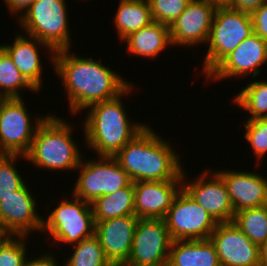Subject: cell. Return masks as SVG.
Wrapping results in <instances>:
<instances>
[{
  "mask_svg": "<svg viewBox=\"0 0 267 266\" xmlns=\"http://www.w3.org/2000/svg\"><path fill=\"white\" fill-rule=\"evenodd\" d=\"M114 24L120 40L153 22L148 0H120Z\"/></svg>",
  "mask_w": 267,
  "mask_h": 266,
  "instance_id": "obj_23",
  "label": "cell"
},
{
  "mask_svg": "<svg viewBox=\"0 0 267 266\" xmlns=\"http://www.w3.org/2000/svg\"><path fill=\"white\" fill-rule=\"evenodd\" d=\"M94 221L135 215L133 182L112 194L101 196L91 203Z\"/></svg>",
  "mask_w": 267,
  "mask_h": 266,
  "instance_id": "obj_24",
  "label": "cell"
},
{
  "mask_svg": "<svg viewBox=\"0 0 267 266\" xmlns=\"http://www.w3.org/2000/svg\"><path fill=\"white\" fill-rule=\"evenodd\" d=\"M226 184L234 212L267 205V176L234 170H216Z\"/></svg>",
  "mask_w": 267,
  "mask_h": 266,
  "instance_id": "obj_19",
  "label": "cell"
},
{
  "mask_svg": "<svg viewBox=\"0 0 267 266\" xmlns=\"http://www.w3.org/2000/svg\"><path fill=\"white\" fill-rule=\"evenodd\" d=\"M71 246L73 253L64 266H112L95 235Z\"/></svg>",
  "mask_w": 267,
  "mask_h": 266,
  "instance_id": "obj_28",
  "label": "cell"
},
{
  "mask_svg": "<svg viewBox=\"0 0 267 266\" xmlns=\"http://www.w3.org/2000/svg\"><path fill=\"white\" fill-rule=\"evenodd\" d=\"M34 1L35 0H4L10 13L13 15H17L18 13L19 15L21 12L22 14L20 13V16L25 13V10H27Z\"/></svg>",
  "mask_w": 267,
  "mask_h": 266,
  "instance_id": "obj_36",
  "label": "cell"
},
{
  "mask_svg": "<svg viewBox=\"0 0 267 266\" xmlns=\"http://www.w3.org/2000/svg\"><path fill=\"white\" fill-rule=\"evenodd\" d=\"M27 236H13L0 251V266H24L28 258ZM27 257V258H26Z\"/></svg>",
  "mask_w": 267,
  "mask_h": 266,
  "instance_id": "obj_32",
  "label": "cell"
},
{
  "mask_svg": "<svg viewBox=\"0 0 267 266\" xmlns=\"http://www.w3.org/2000/svg\"><path fill=\"white\" fill-rule=\"evenodd\" d=\"M38 92L21 74L8 53L0 46V92L6 99L23 98L21 90Z\"/></svg>",
  "mask_w": 267,
  "mask_h": 266,
  "instance_id": "obj_25",
  "label": "cell"
},
{
  "mask_svg": "<svg viewBox=\"0 0 267 266\" xmlns=\"http://www.w3.org/2000/svg\"><path fill=\"white\" fill-rule=\"evenodd\" d=\"M244 111L251 113L247 120L267 118V81L255 80L241 89L233 100Z\"/></svg>",
  "mask_w": 267,
  "mask_h": 266,
  "instance_id": "obj_27",
  "label": "cell"
},
{
  "mask_svg": "<svg viewBox=\"0 0 267 266\" xmlns=\"http://www.w3.org/2000/svg\"><path fill=\"white\" fill-rule=\"evenodd\" d=\"M71 123L53 114L48 116L37 127L25 159L34 167L49 170L76 171L83 154L77 141L72 138ZM82 154V155H81Z\"/></svg>",
  "mask_w": 267,
  "mask_h": 266,
  "instance_id": "obj_4",
  "label": "cell"
},
{
  "mask_svg": "<svg viewBox=\"0 0 267 266\" xmlns=\"http://www.w3.org/2000/svg\"><path fill=\"white\" fill-rule=\"evenodd\" d=\"M254 33L250 12L218 5L202 63L205 77L238 45Z\"/></svg>",
  "mask_w": 267,
  "mask_h": 266,
  "instance_id": "obj_6",
  "label": "cell"
},
{
  "mask_svg": "<svg viewBox=\"0 0 267 266\" xmlns=\"http://www.w3.org/2000/svg\"><path fill=\"white\" fill-rule=\"evenodd\" d=\"M26 183L15 194L0 201V230L14 236H29L42 230V219L37 213L36 198Z\"/></svg>",
  "mask_w": 267,
  "mask_h": 266,
  "instance_id": "obj_15",
  "label": "cell"
},
{
  "mask_svg": "<svg viewBox=\"0 0 267 266\" xmlns=\"http://www.w3.org/2000/svg\"><path fill=\"white\" fill-rule=\"evenodd\" d=\"M245 139L250 142L252 152L258 163L267 153V118H258L245 121Z\"/></svg>",
  "mask_w": 267,
  "mask_h": 266,
  "instance_id": "obj_30",
  "label": "cell"
},
{
  "mask_svg": "<svg viewBox=\"0 0 267 266\" xmlns=\"http://www.w3.org/2000/svg\"><path fill=\"white\" fill-rule=\"evenodd\" d=\"M133 87L130 85L116 98L88 107V114L83 122V134L86 147L93 149L97 157H113L147 126L144 123H131L124 109L123 97L128 95Z\"/></svg>",
  "mask_w": 267,
  "mask_h": 266,
  "instance_id": "obj_3",
  "label": "cell"
},
{
  "mask_svg": "<svg viewBox=\"0 0 267 266\" xmlns=\"http://www.w3.org/2000/svg\"><path fill=\"white\" fill-rule=\"evenodd\" d=\"M55 257L56 256L51 253H43L35 259L28 258L24 266H60Z\"/></svg>",
  "mask_w": 267,
  "mask_h": 266,
  "instance_id": "obj_35",
  "label": "cell"
},
{
  "mask_svg": "<svg viewBox=\"0 0 267 266\" xmlns=\"http://www.w3.org/2000/svg\"><path fill=\"white\" fill-rule=\"evenodd\" d=\"M167 266H221L214 244L207 240L172 241Z\"/></svg>",
  "mask_w": 267,
  "mask_h": 266,
  "instance_id": "obj_22",
  "label": "cell"
},
{
  "mask_svg": "<svg viewBox=\"0 0 267 266\" xmlns=\"http://www.w3.org/2000/svg\"><path fill=\"white\" fill-rule=\"evenodd\" d=\"M259 266H267V238L259 246Z\"/></svg>",
  "mask_w": 267,
  "mask_h": 266,
  "instance_id": "obj_37",
  "label": "cell"
},
{
  "mask_svg": "<svg viewBox=\"0 0 267 266\" xmlns=\"http://www.w3.org/2000/svg\"><path fill=\"white\" fill-rule=\"evenodd\" d=\"M66 0H35L19 25L26 35L37 38L54 52L70 49V28Z\"/></svg>",
  "mask_w": 267,
  "mask_h": 266,
  "instance_id": "obj_5",
  "label": "cell"
},
{
  "mask_svg": "<svg viewBox=\"0 0 267 266\" xmlns=\"http://www.w3.org/2000/svg\"><path fill=\"white\" fill-rule=\"evenodd\" d=\"M184 170H182V188L193 200L217 223L233 221L235 212L223 178L216 171L205 170L195 181L192 179V182L191 180L189 182L185 178L187 174Z\"/></svg>",
  "mask_w": 267,
  "mask_h": 266,
  "instance_id": "obj_12",
  "label": "cell"
},
{
  "mask_svg": "<svg viewBox=\"0 0 267 266\" xmlns=\"http://www.w3.org/2000/svg\"><path fill=\"white\" fill-rule=\"evenodd\" d=\"M209 239L221 266H259V246L232 221L218 223Z\"/></svg>",
  "mask_w": 267,
  "mask_h": 266,
  "instance_id": "obj_16",
  "label": "cell"
},
{
  "mask_svg": "<svg viewBox=\"0 0 267 266\" xmlns=\"http://www.w3.org/2000/svg\"><path fill=\"white\" fill-rule=\"evenodd\" d=\"M60 201L53 211L42 219V230L56 242L73 245L94 235L95 221L90 203L71 195ZM74 199V200H73ZM71 200V201H70Z\"/></svg>",
  "mask_w": 267,
  "mask_h": 266,
  "instance_id": "obj_7",
  "label": "cell"
},
{
  "mask_svg": "<svg viewBox=\"0 0 267 266\" xmlns=\"http://www.w3.org/2000/svg\"><path fill=\"white\" fill-rule=\"evenodd\" d=\"M14 235L0 230V251Z\"/></svg>",
  "mask_w": 267,
  "mask_h": 266,
  "instance_id": "obj_38",
  "label": "cell"
},
{
  "mask_svg": "<svg viewBox=\"0 0 267 266\" xmlns=\"http://www.w3.org/2000/svg\"><path fill=\"white\" fill-rule=\"evenodd\" d=\"M83 159L76 169L80 174L72 195L87 203L91 204L97 198L112 194L132 183L128 173L114 157L98 156L97 160L88 161Z\"/></svg>",
  "mask_w": 267,
  "mask_h": 266,
  "instance_id": "obj_8",
  "label": "cell"
},
{
  "mask_svg": "<svg viewBox=\"0 0 267 266\" xmlns=\"http://www.w3.org/2000/svg\"><path fill=\"white\" fill-rule=\"evenodd\" d=\"M265 63H267V41L253 33L227 55L206 76V80L221 81L232 77H246L250 72L255 78L261 73L259 67Z\"/></svg>",
  "mask_w": 267,
  "mask_h": 266,
  "instance_id": "obj_13",
  "label": "cell"
},
{
  "mask_svg": "<svg viewBox=\"0 0 267 266\" xmlns=\"http://www.w3.org/2000/svg\"><path fill=\"white\" fill-rule=\"evenodd\" d=\"M69 50L56 51L52 67L62 79L73 115L95 103L118 97L130 86L131 82L108 65L91 57L71 55Z\"/></svg>",
  "mask_w": 267,
  "mask_h": 266,
  "instance_id": "obj_1",
  "label": "cell"
},
{
  "mask_svg": "<svg viewBox=\"0 0 267 266\" xmlns=\"http://www.w3.org/2000/svg\"><path fill=\"white\" fill-rule=\"evenodd\" d=\"M232 222L260 246L267 238V205L235 212Z\"/></svg>",
  "mask_w": 267,
  "mask_h": 266,
  "instance_id": "obj_26",
  "label": "cell"
},
{
  "mask_svg": "<svg viewBox=\"0 0 267 266\" xmlns=\"http://www.w3.org/2000/svg\"><path fill=\"white\" fill-rule=\"evenodd\" d=\"M254 33L267 41V1L250 12Z\"/></svg>",
  "mask_w": 267,
  "mask_h": 266,
  "instance_id": "obj_33",
  "label": "cell"
},
{
  "mask_svg": "<svg viewBox=\"0 0 267 266\" xmlns=\"http://www.w3.org/2000/svg\"><path fill=\"white\" fill-rule=\"evenodd\" d=\"M191 0H148L153 21L171 25Z\"/></svg>",
  "mask_w": 267,
  "mask_h": 266,
  "instance_id": "obj_31",
  "label": "cell"
},
{
  "mask_svg": "<svg viewBox=\"0 0 267 266\" xmlns=\"http://www.w3.org/2000/svg\"><path fill=\"white\" fill-rule=\"evenodd\" d=\"M213 3H216L217 5H226L228 0H207Z\"/></svg>",
  "mask_w": 267,
  "mask_h": 266,
  "instance_id": "obj_39",
  "label": "cell"
},
{
  "mask_svg": "<svg viewBox=\"0 0 267 266\" xmlns=\"http://www.w3.org/2000/svg\"><path fill=\"white\" fill-rule=\"evenodd\" d=\"M23 158L24 155H0V201L2 197L15 194L24 184L20 171L15 167L16 159Z\"/></svg>",
  "mask_w": 267,
  "mask_h": 266,
  "instance_id": "obj_29",
  "label": "cell"
},
{
  "mask_svg": "<svg viewBox=\"0 0 267 266\" xmlns=\"http://www.w3.org/2000/svg\"><path fill=\"white\" fill-rule=\"evenodd\" d=\"M171 243L164 219L139 218L124 266H167Z\"/></svg>",
  "mask_w": 267,
  "mask_h": 266,
  "instance_id": "obj_11",
  "label": "cell"
},
{
  "mask_svg": "<svg viewBox=\"0 0 267 266\" xmlns=\"http://www.w3.org/2000/svg\"><path fill=\"white\" fill-rule=\"evenodd\" d=\"M27 36V37H26ZM17 34L13 44H4L0 46L8 53L13 63L24 76V78L39 91L43 86L42 74L43 66L39 50L44 47L50 53V61L54 59L55 52L45 43L28 35ZM41 47V48H39Z\"/></svg>",
  "mask_w": 267,
  "mask_h": 266,
  "instance_id": "obj_20",
  "label": "cell"
},
{
  "mask_svg": "<svg viewBox=\"0 0 267 266\" xmlns=\"http://www.w3.org/2000/svg\"><path fill=\"white\" fill-rule=\"evenodd\" d=\"M163 219L172 241L207 240L218 224L183 188Z\"/></svg>",
  "mask_w": 267,
  "mask_h": 266,
  "instance_id": "obj_9",
  "label": "cell"
},
{
  "mask_svg": "<svg viewBox=\"0 0 267 266\" xmlns=\"http://www.w3.org/2000/svg\"><path fill=\"white\" fill-rule=\"evenodd\" d=\"M123 42L127 44L128 54L148 59H154L168 45L172 46L169 25L155 21L130 34Z\"/></svg>",
  "mask_w": 267,
  "mask_h": 266,
  "instance_id": "obj_21",
  "label": "cell"
},
{
  "mask_svg": "<svg viewBox=\"0 0 267 266\" xmlns=\"http://www.w3.org/2000/svg\"><path fill=\"white\" fill-rule=\"evenodd\" d=\"M133 184L135 215L148 219H163L182 188V180L137 181Z\"/></svg>",
  "mask_w": 267,
  "mask_h": 266,
  "instance_id": "obj_18",
  "label": "cell"
},
{
  "mask_svg": "<svg viewBox=\"0 0 267 266\" xmlns=\"http://www.w3.org/2000/svg\"><path fill=\"white\" fill-rule=\"evenodd\" d=\"M217 7L216 3L207 0H191L169 26L172 47L207 44Z\"/></svg>",
  "mask_w": 267,
  "mask_h": 266,
  "instance_id": "obj_14",
  "label": "cell"
},
{
  "mask_svg": "<svg viewBox=\"0 0 267 266\" xmlns=\"http://www.w3.org/2000/svg\"><path fill=\"white\" fill-rule=\"evenodd\" d=\"M138 219L136 215H129L95 221L94 235L112 266H124L127 263Z\"/></svg>",
  "mask_w": 267,
  "mask_h": 266,
  "instance_id": "obj_17",
  "label": "cell"
},
{
  "mask_svg": "<svg viewBox=\"0 0 267 266\" xmlns=\"http://www.w3.org/2000/svg\"><path fill=\"white\" fill-rule=\"evenodd\" d=\"M6 100L5 96L0 92V106Z\"/></svg>",
  "mask_w": 267,
  "mask_h": 266,
  "instance_id": "obj_40",
  "label": "cell"
},
{
  "mask_svg": "<svg viewBox=\"0 0 267 266\" xmlns=\"http://www.w3.org/2000/svg\"><path fill=\"white\" fill-rule=\"evenodd\" d=\"M267 0H228L226 6L238 9L241 11L251 12L259 8Z\"/></svg>",
  "mask_w": 267,
  "mask_h": 266,
  "instance_id": "obj_34",
  "label": "cell"
},
{
  "mask_svg": "<svg viewBox=\"0 0 267 266\" xmlns=\"http://www.w3.org/2000/svg\"><path fill=\"white\" fill-rule=\"evenodd\" d=\"M148 124L113 157L132 182L182 180L181 159Z\"/></svg>",
  "mask_w": 267,
  "mask_h": 266,
  "instance_id": "obj_2",
  "label": "cell"
},
{
  "mask_svg": "<svg viewBox=\"0 0 267 266\" xmlns=\"http://www.w3.org/2000/svg\"><path fill=\"white\" fill-rule=\"evenodd\" d=\"M24 103L22 98H11L0 106V154L25 155L37 127L48 116L38 115L32 122Z\"/></svg>",
  "mask_w": 267,
  "mask_h": 266,
  "instance_id": "obj_10",
  "label": "cell"
}]
</instances>
